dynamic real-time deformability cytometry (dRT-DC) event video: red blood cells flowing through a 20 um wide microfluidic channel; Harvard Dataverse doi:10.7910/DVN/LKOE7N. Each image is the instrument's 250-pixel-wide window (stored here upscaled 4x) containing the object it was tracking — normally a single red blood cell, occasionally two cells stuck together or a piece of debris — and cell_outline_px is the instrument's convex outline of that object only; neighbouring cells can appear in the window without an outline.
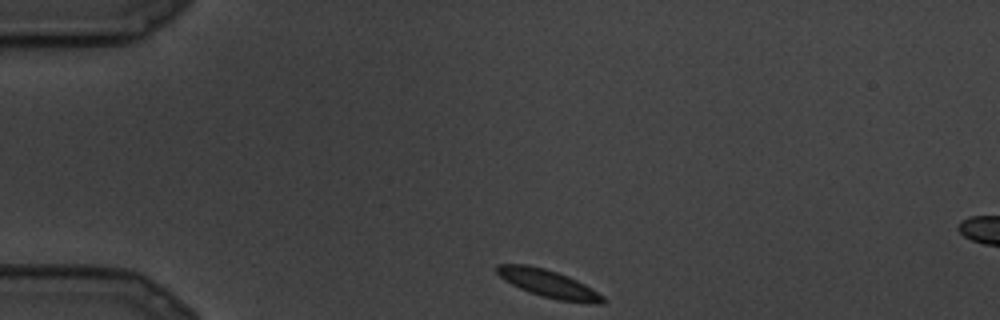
{"species": "common noctule bat (a hibernating species)", "species_latin": "Nyctalus noctula", "temperature_condition": "cold", "stored_images_in_passage": 4, "camera_frame_rate_fps": 3000, "um_per_image_px": 0.085, "animal": {"sex": "male", "body_mass_g": 19.5, "forearm_length_mm": 54.6}, "frame": {"image": 1, "passage_image": 1, "time_ms": 0.0, "image_size_px": [1000, 320], "cell_outline_px": [[604, 304], [588, 304], [560, 300], [540, 296], [528, 292], [504, 280], [496, 272], [496, 264], [528, 264], [544, 268], [556, 272], [576, 280], [592, 288], [604, 296]], "centroid_in_image_um": [46.62, 24.12], "position_along_channel_um": 38.4, "area_um2": 17.11}}